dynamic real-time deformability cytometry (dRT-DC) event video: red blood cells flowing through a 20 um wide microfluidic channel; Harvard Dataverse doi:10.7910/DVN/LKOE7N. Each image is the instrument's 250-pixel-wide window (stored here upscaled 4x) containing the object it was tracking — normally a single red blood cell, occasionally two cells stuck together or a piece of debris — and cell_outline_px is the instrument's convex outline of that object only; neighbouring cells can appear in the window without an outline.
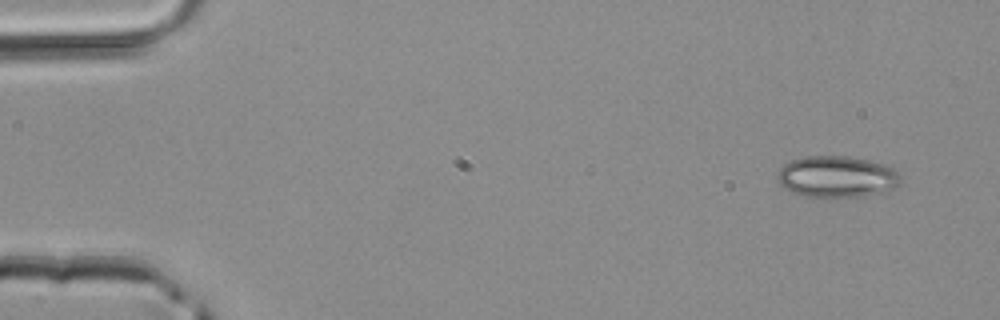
{"species": "common noctule bat (a hibernating species)", "species_latin": "Nyctalus noctula", "temperature_condition": "room temperature", "stored_images_in_passage": 3, "camera_frame_rate_fps": 3000, "um_per_image_px": 0.085, "animal": {"sex": "male", "body_mass_g": 20.4}, "frame": {"image": 1, "passage_image": 1, "time_ms": 0.0, "image_size_px": [1000, 320], "cell_outline_px": [[900, 184], [896, 188], [864, 196], [804, 196], [792, 192], [784, 188], [780, 184], [776, 176], [776, 172], [788, 160], [808, 156], [848, 156], [868, 160], [884, 164], [892, 168], [900, 176]], "centroid_in_image_um": [71.1, 15.0], "position_along_channel_um": 13.9, "area_um2": 29.71}}